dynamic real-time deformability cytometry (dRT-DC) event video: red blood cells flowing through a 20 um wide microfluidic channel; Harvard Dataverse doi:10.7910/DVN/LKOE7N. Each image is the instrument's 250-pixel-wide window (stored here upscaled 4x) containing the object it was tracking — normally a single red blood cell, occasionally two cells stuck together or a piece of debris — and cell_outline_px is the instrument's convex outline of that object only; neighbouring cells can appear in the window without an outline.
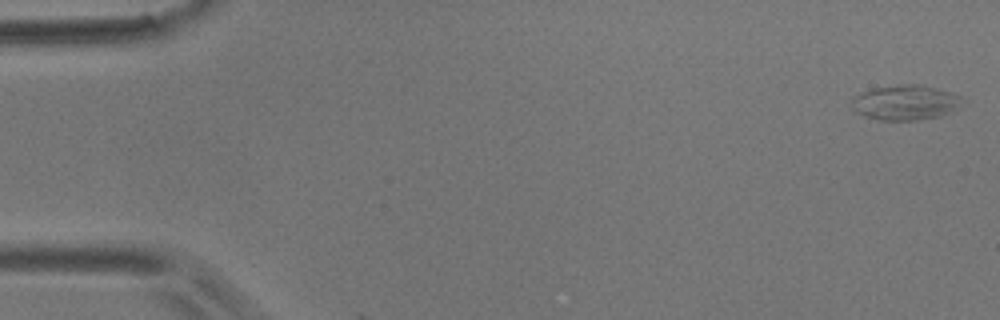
{"species": "common noctule bat (a hibernating species)", "species_latin": "Nyctalus noctula", "temperature_condition": "room temperature", "stored_images_in_passage": 3, "camera_frame_rate_fps": 3000, "um_per_image_px": 0.085, "animal": {"sex": "male", "body_mass_g": 17.9}, "frame": {"image": 1, "passage_image": 1, "time_ms": 0.0, "image_size_px": [1000, 320], "cell_outline_px": [[960, 96], [956, 104], [948, 112], [940, 116], [916, 120], [880, 120], [864, 116], [856, 112], [852, 108], [852, 96], [872, 88], [900, 84], [920, 84], [948, 92]], "centroid_in_image_um": [76.81, 8.71], "position_along_channel_um": 8.2, "area_um2": 22.02}}